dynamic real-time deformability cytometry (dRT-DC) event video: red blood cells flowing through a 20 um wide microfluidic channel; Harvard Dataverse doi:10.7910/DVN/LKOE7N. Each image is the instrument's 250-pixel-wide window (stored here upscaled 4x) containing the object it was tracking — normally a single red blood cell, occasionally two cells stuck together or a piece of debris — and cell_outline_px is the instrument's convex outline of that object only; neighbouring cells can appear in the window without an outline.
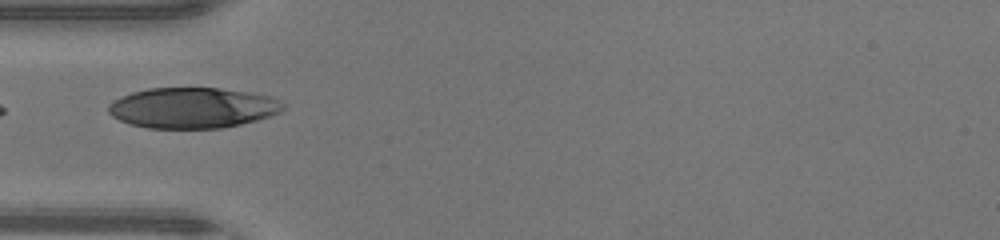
{"species": "human", "species_latin": "Homo sapiens", "temperature_condition": "warm", "stored_images_in_passage": 16, "camera_frame_rate_fps": 3000, "um_per_image_px": 0.085, "donor": {"sex": "male"}, "frame": {"image": 1, "passage_image": 14, "time_ms": 4.333, "image_size_px": [1000, 240], "cell_outline_px": [[284, 108], [280, 112], [256, 120], [240, 124], [220, 128], [148, 128], [128, 124], [112, 116], [108, 112], [108, 104], [112, 100], [120, 96], [132, 92], [148, 88], [220, 88], [248, 92], [272, 96], [280, 100], [284, 104]], "centroid_in_image_um": [16.34, 9.16], "position_along_channel_um": 68.7, "area_um2": 41.5}}